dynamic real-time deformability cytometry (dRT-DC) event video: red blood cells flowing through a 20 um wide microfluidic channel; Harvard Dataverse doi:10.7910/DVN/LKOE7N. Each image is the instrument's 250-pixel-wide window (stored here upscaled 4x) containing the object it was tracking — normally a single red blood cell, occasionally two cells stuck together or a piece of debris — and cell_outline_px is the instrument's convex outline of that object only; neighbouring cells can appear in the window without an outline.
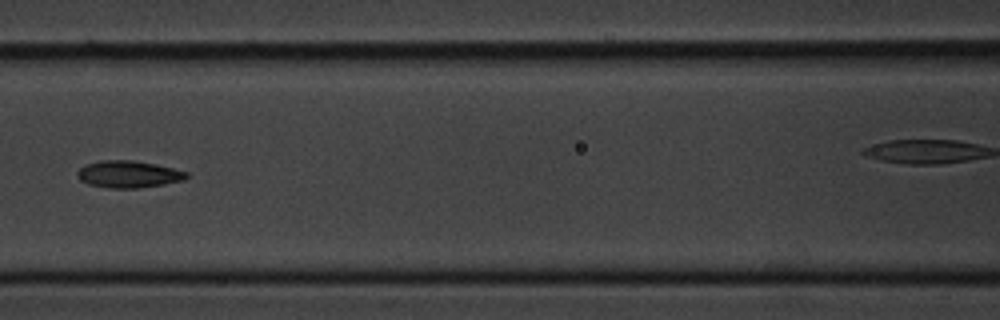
{"species": "common noctule bat (a hibernating species)", "species_latin": "Nyctalus noctula", "temperature_condition": "cold", "stored_images_in_passage": 8, "camera_frame_rate_fps": 3000, "um_per_image_px": 0.085, "animal": {"sex": "male", "body_mass_g": 20.1, "forearm_length_mm": 53.5}, "frame": {"image": 1, "passage_image": 6, "time_ms": 6.0, "image_size_px": [1000, 320], "cell_outline_px": [[188, 176], [184, 180], [164, 184], [140, 188], [108, 188], [88, 184], [80, 180], [76, 176], [76, 172], [84, 164], [100, 160], [132, 160], [156, 164], [188, 172]], "centroid_in_image_um": [10.88, 14.81], "position_along_channel_um": 155.7, "area_um2": 17.34}}
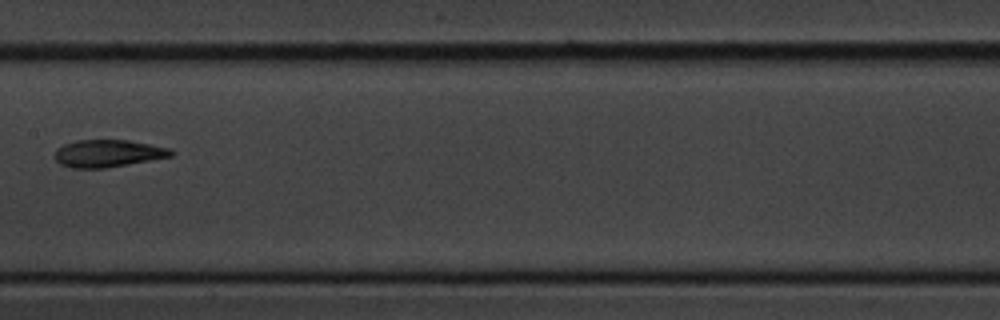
{"frame": {"image": 2, "passage_image": 8, "time_ms": 9.0, "image_size_px": [1000, 320], "cell_outline_px": [[176, 152], [172, 156], [128, 164], [104, 168], [72, 168], [60, 164], [52, 156], [56, 148], [64, 144], [76, 140], [128, 140], [172, 148]], "centroid_in_image_um": [9.16, 13.03], "position_along_channel_um": 198.2, "area_um2": 18.73}}